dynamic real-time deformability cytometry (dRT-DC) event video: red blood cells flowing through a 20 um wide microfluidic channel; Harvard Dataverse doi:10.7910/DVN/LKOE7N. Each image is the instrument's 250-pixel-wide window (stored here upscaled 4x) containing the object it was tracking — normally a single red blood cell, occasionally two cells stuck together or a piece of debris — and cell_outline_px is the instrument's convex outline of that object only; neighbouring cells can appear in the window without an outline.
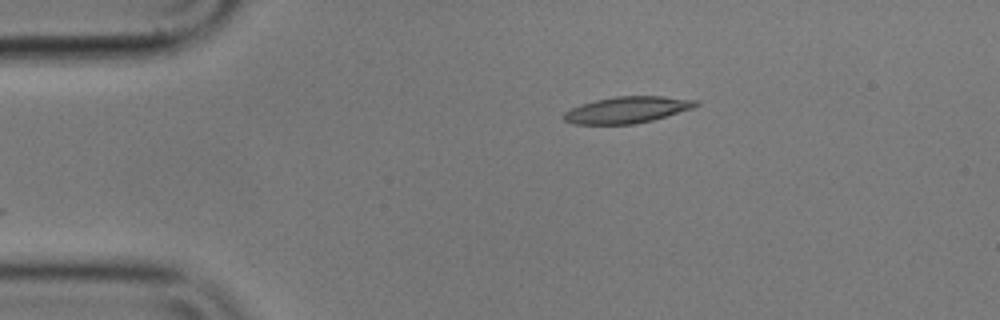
{"species": "common noctule bat (a hibernating species)", "species_latin": "Nyctalus noctula", "temperature_condition": "cold", "stored_images_in_passage": 7, "camera_frame_rate_fps": 3000, "um_per_image_px": 0.085, "animal": {"sex": "male", "body_mass_g": 17.9}, "frame": {"image": 1, "passage_image": 1, "time_ms": 0.0, "image_size_px": [1000, 320], "cell_outline_px": [[700, 104], [692, 108], [652, 120], [636, 124], [572, 124], [564, 120], [564, 112], [580, 104], [596, 100], [616, 96], [664, 96], [700, 100]], "centroid_in_image_um": [53.32, 9.33], "position_along_channel_um": 31.7, "area_um2": 20.35}}